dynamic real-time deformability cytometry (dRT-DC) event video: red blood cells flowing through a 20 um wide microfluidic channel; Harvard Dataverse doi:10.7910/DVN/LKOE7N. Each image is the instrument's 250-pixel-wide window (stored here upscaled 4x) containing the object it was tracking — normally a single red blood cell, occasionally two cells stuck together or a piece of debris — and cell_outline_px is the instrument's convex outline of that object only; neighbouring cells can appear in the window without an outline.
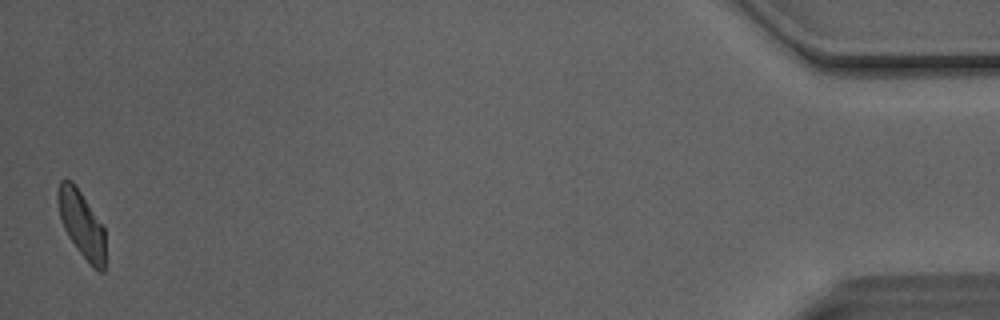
{"species": "Egyptian fruit bat (a non-hibernating species)", "species_latin": "Rousettus aegyptiacus", "temperature_condition": "room temperature", "stored_images_in_passage": 40, "camera_frame_rate_fps": 3000, "um_per_image_px": 0.085, "animal": {"sex": "male"}, "frame": {"image": 1, "passage_image": 40, "time_ms": 13.0, "image_size_px": [1000, 320], "cell_outline_px": [[104, 272], [100, 272], [92, 268], [76, 248], [68, 236], [64, 228], [60, 216], [56, 200], [56, 188], [60, 180], [72, 180], [104, 228]], "centroid_in_image_um": [6.9, 19.05], "position_along_channel_um": 428.3, "area_um2": 18.32}, "authors_computed_cell_mechanics": {"area_um2": 19.3919, "velocity_mm_per_s": 4.0941, "shape_relaxation_time_tau1_ms": 4.4095, "shape_relaxation_time_tau2_ms": 1.3221, "deformation_change_tau1": 0.1306, "deformation_change_tau2": 0.0665}}